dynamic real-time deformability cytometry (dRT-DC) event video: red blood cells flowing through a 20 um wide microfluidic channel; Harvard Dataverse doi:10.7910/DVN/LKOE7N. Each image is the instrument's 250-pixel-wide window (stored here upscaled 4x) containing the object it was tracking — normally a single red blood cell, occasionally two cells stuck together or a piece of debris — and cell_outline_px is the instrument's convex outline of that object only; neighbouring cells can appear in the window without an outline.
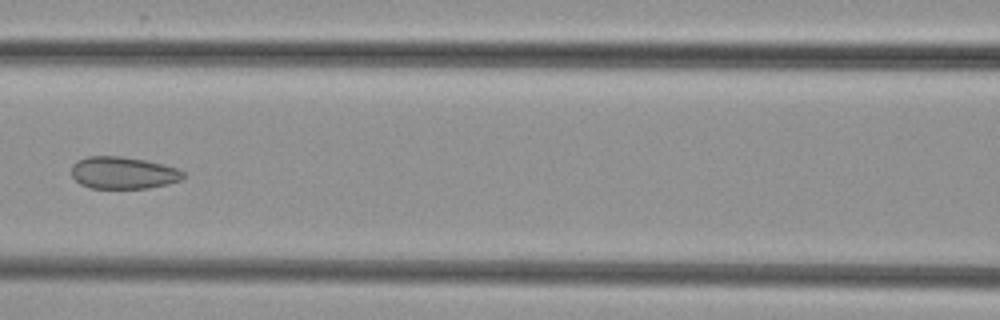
{"species": "common noctule bat (a hibernating species)", "species_latin": "Nyctalus noctula", "temperature_condition": "cold", "stored_images_in_passage": 4, "camera_frame_rate_fps": 3000, "um_per_image_px": 0.085, "animal": {"sex": "female", "body_mass_g": 29.2, "forearm_length_mm": 56.3}, "frame": {"image": 1, "passage_image": 4, "time_ms": 3.333, "image_size_px": [1000, 320], "cell_outline_px": [[184, 176], [180, 180], [168, 184], [148, 188], [88, 188], [80, 184], [72, 176], [72, 164], [76, 160], [88, 156], [120, 156], [144, 160], [164, 164], [176, 168], [184, 172]], "centroid_in_image_um": [10.44, 14.69], "position_along_channel_um": 156.2, "area_um2": 20.98}}